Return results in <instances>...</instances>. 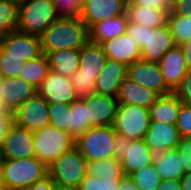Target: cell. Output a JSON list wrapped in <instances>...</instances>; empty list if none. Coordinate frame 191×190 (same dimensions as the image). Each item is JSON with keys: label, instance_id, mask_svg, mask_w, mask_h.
Wrapping results in <instances>:
<instances>
[{"label": "cell", "instance_id": "cell-1", "mask_svg": "<svg viewBox=\"0 0 191 190\" xmlns=\"http://www.w3.org/2000/svg\"><path fill=\"white\" fill-rule=\"evenodd\" d=\"M43 54L60 49L79 50L88 41V28L81 19L58 18L40 35Z\"/></svg>", "mask_w": 191, "mask_h": 190}, {"label": "cell", "instance_id": "cell-2", "mask_svg": "<svg viewBox=\"0 0 191 190\" xmlns=\"http://www.w3.org/2000/svg\"><path fill=\"white\" fill-rule=\"evenodd\" d=\"M48 175V167L35 156L24 159H3L0 183L5 190H26Z\"/></svg>", "mask_w": 191, "mask_h": 190}, {"label": "cell", "instance_id": "cell-3", "mask_svg": "<svg viewBox=\"0 0 191 190\" xmlns=\"http://www.w3.org/2000/svg\"><path fill=\"white\" fill-rule=\"evenodd\" d=\"M74 146L75 140L67 132L51 125L33 133L34 156L47 167Z\"/></svg>", "mask_w": 191, "mask_h": 190}, {"label": "cell", "instance_id": "cell-4", "mask_svg": "<svg viewBox=\"0 0 191 190\" xmlns=\"http://www.w3.org/2000/svg\"><path fill=\"white\" fill-rule=\"evenodd\" d=\"M58 18L51 0L19 1L17 30L40 36Z\"/></svg>", "mask_w": 191, "mask_h": 190}, {"label": "cell", "instance_id": "cell-5", "mask_svg": "<svg viewBox=\"0 0 191 190\" xmlns=\"http://www.w3.org/2000/svg\"><path fill=\"white\" fill-rule=\"evenodd\" d=\"M87 173V161L74 146L48 166V175L55 185L77 189Z\"/></svg>", "mask_w": 191, "mask_h": 190}, {"label": "cell", "instance_id": "cell-6", "mask_svg": "<svg viewBox=\"0 0 191 190\" xmlns=\"http://www.w3.org/2000/svg\"><path fill=\"white\" fill-rule=\"evenodd\" d=\"M115 131L112 126L88 128L75 140V147L87 162L113 157Z\"/></svg>", "mask_w": 191, "mask_h": 190}, {"label": "cell", "instance_id": "cell-7", "mask_svg": "<svg viewBox=\"0 0 191 190\" xmlns=\"http://www.w3.org/2000/svg\"><path fill=\"white\" fill-rule=\"evenodd\" d=\"M149 109L138 105L118 104L113 130L130 140L144 139L149 128Z\"/></svg>", "mask_w": 191, "mask_h": 190}, {"label": "cell", "instance_id": "cell-8", "mask_svg": "<svg viewBox=\"0 0 191 190\" xmlns=\"http://www.w3.org/2000/svg\"><path fill=\"white\" fill-rule=\"evenodd\" d=\"M40 36L18 30L0 36V58L20 59L22 62L42 55Z\"/></svg>", "mask_w": 191, "mask_h": 190}, {"label": "cell", "instance_id": "cell-9", "mask_svg": "<svg viewBox=\"0 0 191 190\" xmlns=\"http://www.w3.org/2000/svg\"><path fill=\"white\" fill-rule=\"evenodd\" d=\"M48 106L49 103L36 92L12 111L13 124L32 133L41 130L50 125Z\"/></svg>", "mask_w": 191, "mask_h": 190}, {"label": "cell", "instance_id": "cell-10", "mask_svg": "<svg viewBox=\"0 0 191 190\" xmlns=\"http://www.w3.org/2000/svg\"><path fill=\"white\" fill-rule=\"evenodd\" d=\"M126 77L137 82L139 85L153 90L159 96L172 93L166 86L158 63L138 60L127 65Z\"/></svg>", "mask_w": 191, "mask_h": 190}, {"label": "cell", "instance_id": "cell-11", "mask_svg": "<svg viewBox=\"0 0 191 190\" xmlns=\"http://www.w3.org/2000/svg\"><path fill=\"white\" fill-rule=\"evenodd\" d=\"M82 98L86 101L89 128L113 125L119 104L116 97L92 93Z\"/></svg>", "mask_w": 191, "mask_h": 190}, {"label": "cell", "instance_id": "cell-12", "mask_svg": "<svg viewBox=\"0 0 191 190\" xmlns=\"http://www.w3.org/2000/svg\"><path fill=\"white\" fill-rule=\"evenodd\" d=\"M39 93L49 104H71L78 99L70 78L60 75L54 71H49L41 86L37 89Z\"/></svg>", "mask_w": 191, "mask_h": 190}, {"label": "cell", "instance_id": "cell-13", "mask_svg": "<svg viewBox=\"0 0 191 190\" xmlns=\"http://www.w3.org/2000/svg\"><path fill=\"white\" fill-rule=\"evenodd\" d=\"M176 46L168 25L146 29L145 45L140 49L141 60L159 63L164 54Z\"/></svg>", "mask_w": 191, "mask_h": 190}, {"label": "cell", "instance_id": "cell-14", "mask_svg": "<svg viewBox=\"0 0 191 190\" xmlns=\"http://www.w3.org/2000/svg\"><path fill=\"white\" fill-rule=\"evenodd\" d=\"M1 151L2 159L33 157V133L27 129L13 125L5 135Z\"/></svg>", "mask_w": 191, "mask_h": 190}, {"label": "cell", "instance_id": "cell-15", "mask_svg": "<svg viewBox=\"0 0 191 190\" xmlns=\"http://www.w3.org/2000/svg\"><path fill=\"white\" fill-rule=\"evenodd\" d=\"M126 5L124 0H84L81 20L89 29L103 19L125 14Z\"/></svg>", "mask_w": 191, "mask_h": 190}, {"label": "cell", "instance_id": "cell-16", "mask_svg": "<svg viewBox=\"0 0 191 190\" xmlns=\"http://www.w3.org/2000/svg\"><path fill=\"white\" fill-rule=\"evenodd\" d=\"M158 64L166 86L173 92L188 73L180 46L169 49Z\"/></svg>", "mask_w": 191, "mask_h": 190}, {"label": "cell", "instance_id": "cell-17", "mask_svg": "<svg viewBox=\"0 0 191 190\" xmlns=\"http://www.w3.org/2000/svg\"><path fill=\"white\" fill-rule=\"evenodd\" d=\"M127 74V65L107 59L95 81V93L116 97Z\"/></svg>", "mask_w": 191, "mask_h": 190}, {"label": "cell", "instance_id": "cell-18", "mask_svg": "<svg viewBox=\"0 0 191 190\" xmlns=\"http://www.w3.org/2000/svg\"><path fill=\"white\" fill-rule=\"evenodd\" d=\"M180 138L176 124L150 122L144 140L150 150H170L177 147Z\"/></svg>", "mask_w": 191, "mask_h": 190}, {"label": "cell", "instance_id": "cell-19", "mask_svg": "<svg viewBox=\"0 0 191 190\" xmlns=\"http://www.w3.org/2000/svg\"><path fill=\"white\" fill-rule=\"evenodd\" d=\"M101 45L109 60L129 65L141 59L140 48L129 38L127 33H123L121 36L114 39L107 40Z\"/></svg>", "mask_w": 191, "mask_h": 190}, {"label": "cell", "instance_id": "cell-20", "mask_svg": "<svg viewBox=\"0 0 191 190\" xmlns=\"http://www.w3.org/2000/svg\"><path fill=\"white\" fill-rule=\"evenodd\" d=\"M158 97L159 95L153 90L139 85L128 77L121 82L116 95L119 104L138 105L148 109Z\"/></svg>", "mask_w": 191, "mask_h": 190}, {"label": "cell", "instance_id": "cell-21", "mask_svg": "<svg viewBox=\"0 0 191 190\" xmlns=\"http://www.w3.org/2000/svg\"><path fill=\"white\" fill-rule=\"evenodd\" d=\"M150 157L161 180H180L185 174L176 148L170 150H150Z\"/></svg>", "mask_w": 191, "mask_h": 190}, {"label": "cell", "instance_id": "cell-22", "mask_svg": "<svg viewBox=\"0 0 191 190\" xmlns=\"http://www.w3.org/2000/svg\"><path fill=\"white\" fill-rule=\"evenodd\" d=\"M79 70L73 75H86L97 77L103 69L107 60L101 44L87 41L79 49Z\"/></svg>", "mask_w": 191, "mask_h": 190}, {"label": "cell", "instance_id": "cell-23", "mask_svg": "<svg viewBox=\"0 0 191 190\" xmlns=\"http://www.w3.org/2000/svg\"><path fill=\"white\" fill-rule=\"evenodd\" d=\"M127 25L128 19L126 13L103 19L88 29V41L102 44L107 40L114 39L126 33Z\"/></svg>", "mask_w": 191, "mask_h": 190}, {"label": "cell", "instance_id": "cell-24", "mask_svg": "<svg viewBox=\"0 0 191 190\" xmlns=\"http://www.w3.org/2000/svg\"><path fill=\"white\" fill-rule=\"evenodd\" d=\"M36 92L37 89L23 79L3 78L2 102L7 110L13 111Z\"/></svg>", "mask_w": 191, "mask_h": 190}, {"label": "cell", "instance_id": "cell-25", "mask_svg": "<svg viewBox=\"0 0 191 190\" xmlns=\"http://www.w3.org/2000/svg\"><path fill=\"white\" fill-rule=\"evenodd\" d=\"M124 175L153 164L150 157V149L144 139L131 140L130 146L120 160Z\"/></svg>", "mask_w": 191, "mask_h": 190}, {"label": "cell", "instance_id": "cell-26", "mask_svg": "<svg viewBox=\"0 0 191 190\" xmlns=\"http://www.w3.org/2000/svg\"><path fill=\"white\" fill-rule=\"evenodd\" d=\"M181 104L182 102L173 92L159 96L149 108L150 122L175 124Z\"/></svg>", "mask_w": 191, "mask_h": 190}, {"label": "cell", "instance_id": "cell-27", "mask_svg": "<svg viewBox=\"0 0 191 190\" xmlns=\"http://www.w3.org/2000/svg\"><path fill=\"white\" fill-rule=\"evenodd\" d=\"M128 23H136L142 27L160 28L167 23L165 10L146 8L143 6H126Z\"/></svg>", "mask_w": 191, "mask_h": 190}, {"label": "cell", "instance_id": "cell-28", "mask_svg": "<svg viewBox=\"0 0 191 190\" xmlns=\"http://www.w3.org/2000/svg\"><path fill=\"white\" fill-rule=\"evenodd\" d=\"M51 71L70 78L79 70V50L60 49L47 54Z\"/></svg>", "mask_w": 191, "mask_h": 190}, {"label": "cell", "instance_id": "cell-29", "mask_svg": "<svg viewBox=\"0 0 191 190\" xmlns=\"http://www.w3.org/2000/svg\"><path fill=\"white\" fill-rule=\"evenodd\" d=\"M49 71L50 67L47 55L42 54L35 59L25 62L18 78L25 80L35 89H38Z\"/></svg>", "mask_w": 191, "mask_h": 190}, {"label": "cell", "instance_id": "cell-30", "mask_svg": "<svg viewBox=\"0 0 191 190\" xmlns=\"http://www.w3.org/2000/svg\"><path fill=\"white\" fill-rule=\"evenodd\" d=\"M70 108L68 134L76 140L89 128L86 101L83 98H78L70 104Z\"/></svg>", "mask_w": 191, "mask_h": 190}, {"label": "cell", "instance_id": "cell-31", "mask_svg": "<svg viewBox=\"0 0 191 190\" xmlns=\"http://www.w3.org/2000/svg\"><path fill=\"white\" fill-rule=\"evenodd\" d=\"M166 24L168 25L177 46L191 39V17L174 14L170 11L167 14Z\"/></svg>", "mask_w": 191, "mask_h": 190}, {"label": "cell", "instance_id": "cell-32", "mask_svg": "<svg viewBox=\"0 0 191 190\" xmlns=\"http://www.w3.org/2000/svg\"><path fill=\"white\" fill-rule=\"evenodd\" d=\"M87 173L98 179L124 176L120 160L114 157L87 162Z\"/></svg>", "mask_w": 191, "mask_h": 190}, {"label": "cell", "instance_id": "cell-33", "mask_svg": "<svg viewBox=\"0 0 191 190\" xmlns=\"http://www.w3.org/2000/svg\"><path fill=\"white\" fill-rule=\"evenodd\" d=\"M19 0H0V36L17 30Z\"/></svg>", "mask_w": 191, "mask_h": 190}, {"label": "cell", "instance_id": "cell-34", "mask_svg": "<svg viewBox=\"0 0 191 190\" xmlns=\"http://www.w3.org/2000/svg\"><path fill=\"white\" fill-rule=\"evenodd\" d=\"M128 176L140 190H157L161 182V177L155 170L153 164L134 171Z\"/></svg>", "mask_w": 191, "mask_h": 190}, {"label": "cell", "instance_id": "cell-35", "mask_svg": "<svg viewBox=\"0 0 191 190\" xmlns=\"http://www.w3.org/2000/svg\"><path fill=\"white\" fill-rule=\"evenodd\" d=\"M48 110L50 125L68 133L71 114L70 104L51 103Z\"/></svg>", "mask_w": 191, "mask_h": 190}, {"label": "cell", "instance_id": "cell-36", "mask_svg": "<svg viewBox=\"0 0 191 190\" xmlns=\"http://www.w3.org/2000/svg\"><path fill=\"white\" fill-rule=\"evenodd\" d=\"M121 178L103 177L98 179L86 173L76 190H118Z\"/></svg>", "mask_w": 191, "mask_h": 190}, {"label": "cell", "instance_id": "cell-37", "mask_svg": "<svg viewBox=\"0 0 191 190\" xmlns=\"http://www.w3.org/2000/svg\"><path fill=\"white\" fill-rule=\"evenodd\" d=\"M59 18L81 19L83 0H51Z\"/></svg>", "mask_w": 191, "mask_h": 190}, {"label": "cell", "instance_id": "cell-38", "mask_svg": "<svg viewBox=\"0 0 191 190\" xmlns=\"http://www.w3.org/2000/svg\"><path fill=\"white\" fill-rule=\"evenodd\" d=\"M97 77L86 75H72L70 77L71 85L78 98L95 93V81Z\"/></svg>", "mask_w": 191, "mask_h": 190}, {"label": "cell", "instance_id": "cell-39", "mask_svg": "<svg viewBox=\"0 0 191 190\" xmlns=\"http://www.w3.org/2000/svg\"><path fill=\"white\" fill-rule=\"evenodd\" d=\"M175 124L180 137H191V106L181 104Z\"/></svg>", "mask_w": 191, "mask_h": 190}, {"label": "cell", "instance_id": "cell-40", "mask_svg": "<svg viewBox=\"0 0 191 190\" xmlns=\"http://www.w3.org/2000/svg\"><path fill=\"white\" fill-rule=\"evenodd\" d=\"M25 62L14 58H0V76L3 78L19 77Z\"/></svg>", "mask_w": 191, "mask_h": 190}, {"label": "cell", "instance_id": "cell-41", "mask_svg": "<svg viewBox=\"0 0 191 190\" xmlns=\"http://www.w3.org/2000/svg\"><path fill=\"white\" fill-rule=\"evenodd\" d=\"M184 173H191V137H181L176 147Z\"/></svg>", "mask_w": 191, "mask_h": 190}, {"label": "cell", "instance_id": "cell-42", "mask_svg": "<svg viewBox=\"0 0 191 190\" xmlns=\"http://www.w3.org/2000/svg\"><path fill=\"white\" fill-rule=\"evenodd\" d=\"M173 93L180 99L182 104L191 106V71H188Z\"/></svg>", "mask_w": 191, "mask_h": 190}, {"label": "cell", "instance_id": "cell-43", "mask_svg": "<svg viewBox=\"0 0 191 190\" xmlns=\"http://www.w3.org/2000/svg\"><path fill=\"white\" fill-rule=\"evenodd\" d=\"M126 6H143L165 10L169 13L172 9V0H130Z\"/></svg>", "mask_w": 191, "mask_h": 190}, {"label": "cell", "instance_id": "cell-44", "mask_svg": "<svg viewBox=\"0 0 191 190\" xmlns=\"http://www.w3.org/2000/svg\"><path fill=\"white\" fill-rule=\"evenodd\" d=\"M146 29L148 27H142L136 23H128L126 33L131 40H133L141 49L145 45Z\"/></svg>", "mask_w": 191, "mask_h": 190}, {"label": "cell", "instance_id": "cell-45", "mask_svg": "<svg viewBox=\"0 0 191 190\" xmlns=\"http://www.w3.org/2000/svg\"><path fill=\"white\" fill-rule=\"evenodd\" d=\"M13 125L12 111L0 110V145H2L5 135Z\"/></svg>", "mask_w": 191, "mask_h": 190}, {"label": "cell", "instance_id": "cell-46", "mask_svg": "<svg viewBox=\"0 0 191 190\" xmlns=\"http://www.w3.org/2000/svg\"><path fill=\"white\" fill-rule=\"evenodd\" d=\"M130 142V139H127L125 136L115 132L113 157L118 160H121L124 154L126 153L127 149L129 148Z\"/></svg>", "mask_w": 191, "mask_h": 190}, {"label": "cell", "instance_id": "cell-47", "mask_svg": "<svg viewBox=\"0 0 191 190\" xmlns=\"http://www.w3.org/2000/svg\"><path fill=\"white\" fill-rule=\"evenodd\" d=\"M174 14H181L191 17V0H172Z\"/></svg>", "mask_w": 191, "mask_h": 190}, {"label": "cell", "instance_id": "cell-48", "mask_svg": "<svg viewBox=\"0 0 191 190\" xmlns=\"http://www.w3.org/2000/svg\"><path fill=\"white\" fill-rule=\"evenodd\" d=\"M52 178L47 175L43 179L36 181L34 184L29 186L26 190H52L54 186Z\"/></svg>", "mask_w": 191, "mask_h": 190}, {"label": "cell", "instance_id": "cell-49", "mask_svg": "<svg viewBox=\"0 0 191 190\" xmlns=\"http://www.w3.org/2000/svg\"><path fill=\"white\" fill-rule=\"evenodd\" d=\"M157 190H181L180 180L177 179L161 180Z\"/></svg>", "mask_w": 191, "mask_h": 190}, {"label": "cell", "instance_id": "cell-50", "mask_svg": "<svg viewBox=\"0 0 191 190\" xmlns=\"http://www.w3.org/2000/svg\"><path fill=\"white\" fill-rule=\"evenodd\" d=\"M184 56L188 71H191V39L179 45Z\"/></svg>", "mask_w": 191, "mask_h": 190}, {"label": "cell", "instance_id": "cell-51", "mask_svg": "<svg viewBox=\"0 0 191 190\" xmlns=\"http://www.w3.org/2000/svg\"><path fill=\"white\" fill-rule=\"evenodd\" d=\"M118 190H140V189L136 186L134 181L128 175H124L120 179Z\"/></svg>", "mask_w": 191, "mask_h": 190}, {"label": "cell", "instance_id": "cell-52", "mask_svg": "<svg viewBox=\"0 0 191 190\" xmlns=\"http://www.w3.org/2000/svg\"><path fill=\"white\" fill-rule=\"evenodd\" d=\"M181 190H191V173L186 172L180 179Z\"/></svg>", "mask_w": 191, "mask_h": 190}, {"label": "cell", "instance_id": "cell-53", "mask_svg": "<svg viewBox=\"0 0 191 190\" xmlns=\"http://www.w3.org/2000/svg\"><path fill=\"white\" fill-rule=\"evenodd\" d=\"M2 85H3V77L0 76V110H7L2 102Z\"/></svg>", "mask_w": 191, "mask_h": 190}, {"label": "cell", "instance_id": "cell-54", "mask_svg": "<svg viewBox=\"0 0 191 190\" xmlns=\"http://www.w3.org/2000/svg\"><path fill=\"white\" fill-rule=\"evenodd\" d=\"M52 190H76V189L54 185Z\"/></svg>", "mask_w": 191, "mask_h": 190}, {"label": "cell", "instance_id": "cell-55", "mask_svg": "<svg viewBox=\"0 0 191 190\" xmlns=\"http://www.w3.org/2000/svg\"><path fill=\"white\" fill-rule=\"evenodd\" d=\"M1 146H2V145H0V165L2 164V160H3V159H2V151H1Z\"/></svg>", "mask_w": 191, "mask_h": 190}]
</instances>
